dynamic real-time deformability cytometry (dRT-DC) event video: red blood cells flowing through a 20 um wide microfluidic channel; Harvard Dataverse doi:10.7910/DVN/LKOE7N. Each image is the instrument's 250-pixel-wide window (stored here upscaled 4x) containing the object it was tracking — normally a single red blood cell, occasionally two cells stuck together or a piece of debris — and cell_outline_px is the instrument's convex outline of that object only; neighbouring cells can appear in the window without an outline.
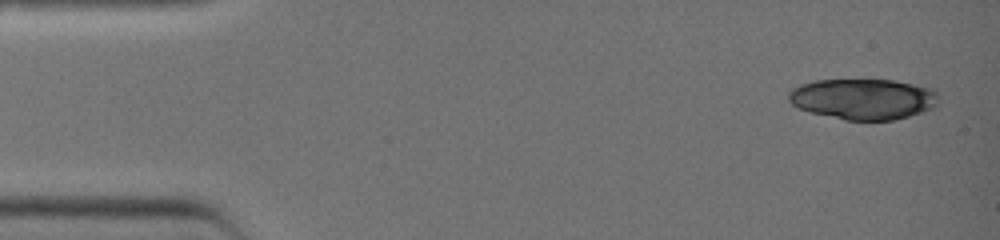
{"species": "common noctule bat (a hibernating species)", "species_latin": "Nyctalus noctula", "temperature_condition": "warm", "stored_images_in_passage": 7, "camera_frame_rate_fps": 3000, "um_per_image_px": 0.085, "animal": {"sex": "female", "body_mass_g": 19.0, "forearm_length_mm": 51.5}, "frame": {"image": 1, "passage_image": 1, "time_ms": 0.0, "image_size_px": [1000, 240], "cell_outline_px": [[936, 104], [932, 108], [896, 120], [844, 120], [808, 112], [796, 108], [788, 100], [788, 92], [792, 88], [800, 84], [816, 80], [892, 80], [912, 84], [928, 88], [936, 92]], "centroid_in_image_um": [73.28, 8.42], "position_along_channel_um": 11.7, "area_um2": 35.55}}